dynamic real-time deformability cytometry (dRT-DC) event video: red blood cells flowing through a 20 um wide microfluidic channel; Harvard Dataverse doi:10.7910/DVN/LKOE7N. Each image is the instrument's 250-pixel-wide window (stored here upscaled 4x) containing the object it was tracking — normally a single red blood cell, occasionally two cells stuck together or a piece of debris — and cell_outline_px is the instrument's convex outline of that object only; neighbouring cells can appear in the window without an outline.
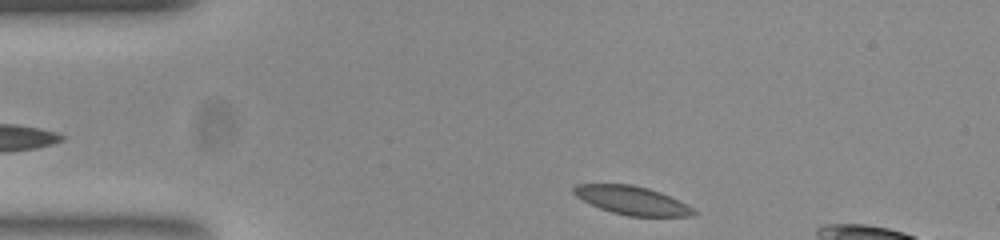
{"species": "common noctule bat (a hibernating species)", "species_latin": "Nyctalus noctula", "temperature_condition": "room temperature", "stored_images_in_passage": 37, "camera_frame_rate_fps": 3000, "um_per_image_px": 0.085, "animal": {"sex": "female", "body_mass_g": 23.0, "forearm_length_mm": 53.4}, "frame": {"image": 1, "passage_image": 1, "time_ms": 0.0, "image_size_px": [1000, 240], "cell_outline_px": [[696, 212], [692, 216], [628, 216], [612, 212], [600, 208], [576, 196], [572, 192], [572, 188], [576, 184], [632, 184], [648, 188], [660, 192], [688, 204]], "centroid_in_image_um": [53.72, 17.02], "position_along_channel_um": 31.3, "area_um2": 19.77}}
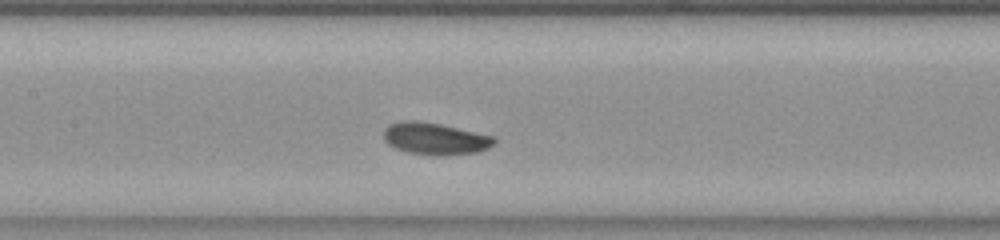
{"frame": {"image": 2, "passage_image": 16, "time_ms": 5.0, "image_size_px": [1000, 240], "cell_outline_px": [[496, 144], [488, 148], [476, 152], [444, 156], [432, 156], [408, 152], [396, 148], [388, 144], [384, 140], [384, 128], [388, 124], [400, 120], [416, 120], [440, 124], [496, 136]], "centroid_in_image_um": [36.99, 11.78], "position_along_channel_um": 170.4, "area_um2": 20.98}}
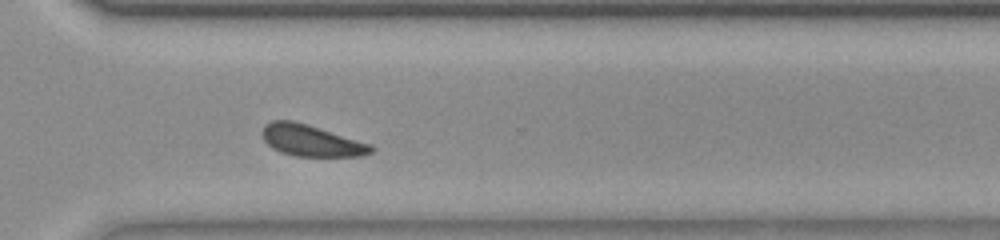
{"frame": {"image": 3, "passage_image": 30, "time_ms": 9.667, "image_size_px": [1000, 240], "cell_outline_px": [[376, 148], [372, 152], [360, 156], [296, 156], [280, 152], [272, 148], [264, 140], [264, 124], [272, 120], [292, 120], [308, 124], [372, 144]], "centroid_in_image_um": [26.49, 11.94], "position_along_channel_um": 344.1, "area_um2": 19.94}}